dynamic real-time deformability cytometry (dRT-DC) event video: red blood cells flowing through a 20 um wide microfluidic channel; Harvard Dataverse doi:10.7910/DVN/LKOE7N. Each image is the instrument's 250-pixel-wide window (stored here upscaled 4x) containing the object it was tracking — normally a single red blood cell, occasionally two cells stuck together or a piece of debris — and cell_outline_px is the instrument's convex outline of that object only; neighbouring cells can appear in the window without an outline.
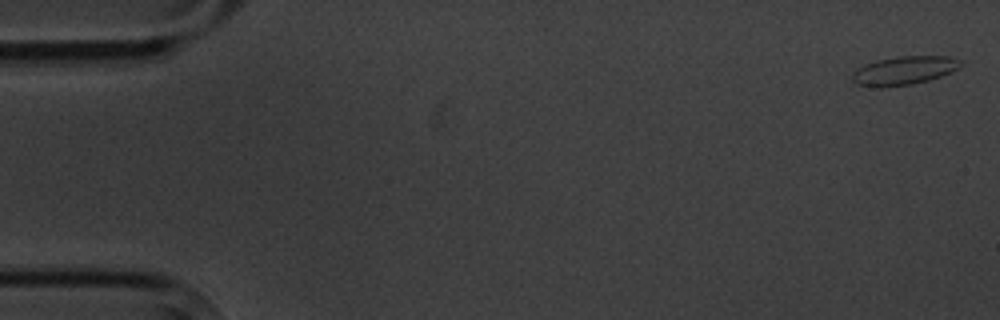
{"species": "common noctule bat (a hibernating species)", "species_latin": "Nyctalus noctula", "temperature_condition": "cold", "stored_images_in_passage": 7, "camera_frame_rate_fps": 3000, "um_per_image_px": 0.085, "animal": {"sex": "male", "body_mass_g": 20.1, "forearm_length_mm": 53.5}, "frame": {"image": 1, "passage_image": 1, "time_ms": 0.0, "image_size_px": [1000, 320], "cell_outline_px": [[964, 64], [960, 68], [940, 76], [928, 80], [912, 84], [880, 88], [856, 84], [852, 80], [852, 72], [856, 68], [876, 60], [900, 56], [948, 56]], "centroid_in_image_um": [76.8, 6.0], "position_along_channel_um": 8.2, "area_um2": 18.03}}
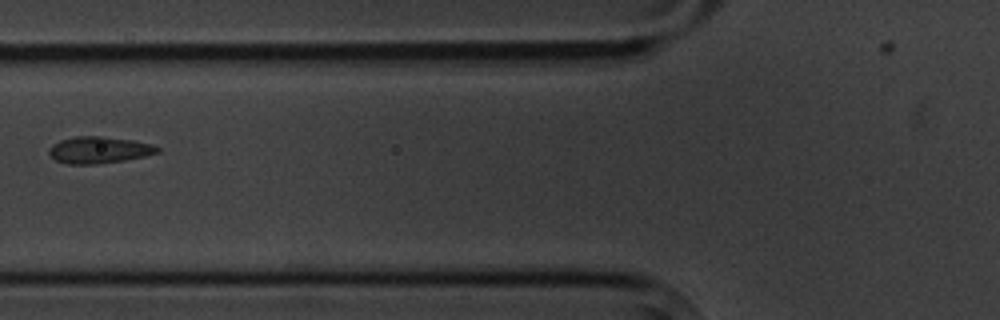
{"frame": {"image": 2, "passage_image": 7, "time_ms": 7.0, "image_size_px": [1000, 320], "cell_outline_px": [[160, 152], [144, 156], [124, 160], [96, 164], [68, 164], [56, 160], [48, 152], [48, 148], [52, 144], [60, 140], [76, 136], [104, 136], [132, 140], [152, 144], [160, 148]], "centroid_in_image_um": [8.41, 12.74], "position_along_channel_um": 117.4, "area_um2": 16.88}}